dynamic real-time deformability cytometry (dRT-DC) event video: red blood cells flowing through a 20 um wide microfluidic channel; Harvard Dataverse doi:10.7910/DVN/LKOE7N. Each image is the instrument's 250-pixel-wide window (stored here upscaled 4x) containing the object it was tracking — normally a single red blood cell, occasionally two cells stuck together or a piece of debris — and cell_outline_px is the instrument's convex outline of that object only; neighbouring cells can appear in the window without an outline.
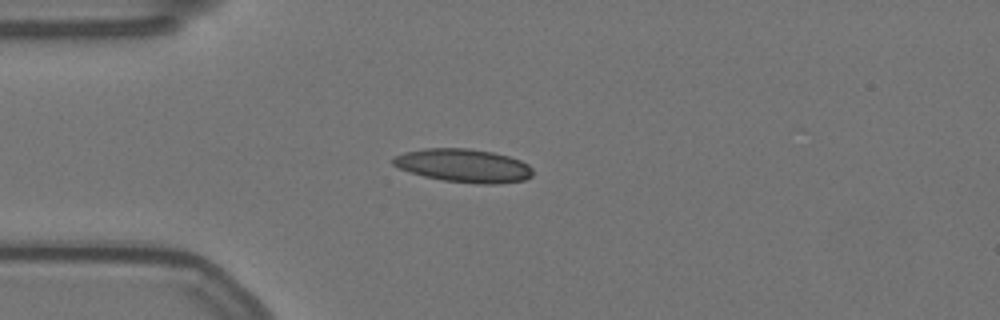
{"species": "Egyptian fruit bat (a non-hibernating species)", "species_latin": "Rousettus aegyptiacus", "temperature_condition": "warm", "stored_images_in_passage": 43, "camera_frame_rate_fps": 3000, "um_per_image_px": 0.085, "animal": {"sex": "female"}, "frame": {"image": 1, "passage_image": 1, "time_ms": 0.0, "image_size_px": [1000, 320], "cell_outline_px": [[532, 176], [524, 180], [496, 184], [480, 184], [444, 180], [424, 176], [400, 168], [392, 164], [392, 156], [404, 152], [424, 148], [468, 148], [492, 152], [508, 156], [520, 160], [528, 164], [532, 168]], "centroid_in_image_um": [39.4, 14.07], "position_along_channel_um": 45.6, "area_um2": 27.11}}
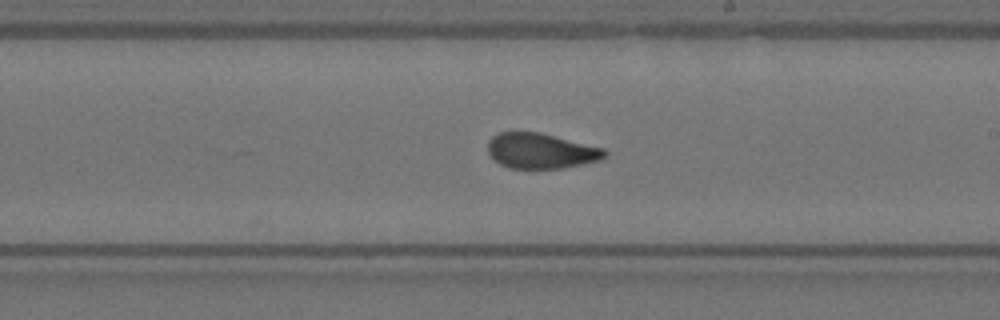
{"frame": {"image": 2, "passage_image": 19, "time_ms": 6.0, "image_size_px": [1000, 320], "cell_outline_px": [[608, 152], [600, 160], [564, 168], [508, 168], [500, 164], [488, 152], [488, 140], [492, 136], [500, 132], [540, 132], [604, 148]], "centroid_in_image_um": [45.98, 12.82], "position_along_channel_um": 243.0, "area_um2": 23.99}}
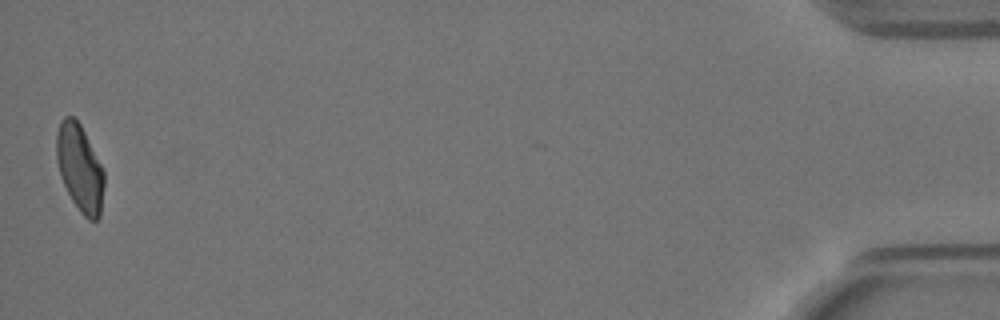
{"frame": {"image": 3, "passage_image": 43, "time_ms": 14.0, "image_size_px": [1000, 320], "cell_outline_px": [[104, 184], [100, 216], [96, 220], [88, 220], [80, 212], [72, 200], [60, 176], [56, 160], [56, 132], [60, 120], [64, 116], [72, 116], [80, 124], [104, 168]], "centroid_in_image_um": [6.78, 14.27], "position_along_channel_um": 428.4, "area_um2": 24.33}, "authors_computed_cell_mechanics": {"area_um2": 24.9118, "velocity_mm_per_s": 3.526, "shape_relaxation_time_tau1_ms": null, "shape_relaxation_time_tau2_ms": 1.2939, "deformation_change_tau1": null, "deformation_change_tau2": 0.0751}}